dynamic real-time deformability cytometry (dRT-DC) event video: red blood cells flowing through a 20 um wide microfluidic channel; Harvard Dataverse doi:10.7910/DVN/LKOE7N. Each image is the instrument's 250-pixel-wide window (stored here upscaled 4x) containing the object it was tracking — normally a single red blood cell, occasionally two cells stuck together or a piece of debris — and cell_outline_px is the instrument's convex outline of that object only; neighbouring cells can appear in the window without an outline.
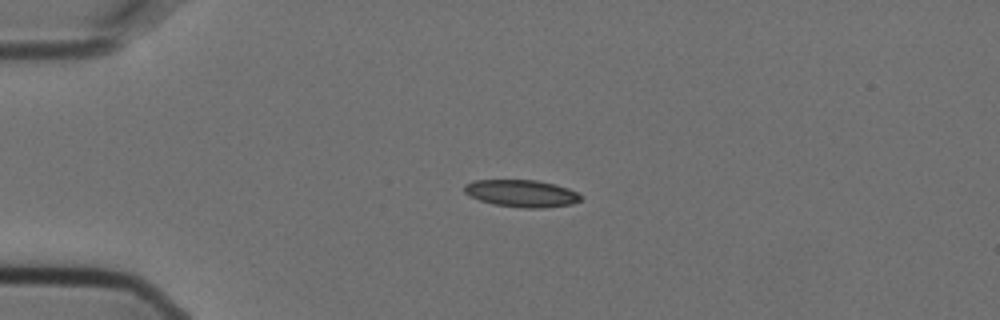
{"species": "Egyptian fruit bat (a non-hibernating species)", "species_latin": "Rousettus aegyptiacus", "temperature_condition": "cold", "stored_images_in_passage": 3, "camera_frame_rate_fps": 3000, "um_per_image_px": 0.085, "animal": {"sex": "female"}, "frame": {"image": 1, "passage_image": 2, "time_ms": 0.333, "image_size_px": [1000, 320], "cell_outline_px": [[580, 200], [572, 204], [544, 208], [524, 208], [492, 204], [468, 196], [464, 192], [464, 184], [476, 180], [536, 180], [556, 184], [568, 188], [576, 192], [580, 196]], "centroid_in_image_um": [44.31, 16.44], "position_along_channel_um": 40.7, "area_um2": 18.5}}